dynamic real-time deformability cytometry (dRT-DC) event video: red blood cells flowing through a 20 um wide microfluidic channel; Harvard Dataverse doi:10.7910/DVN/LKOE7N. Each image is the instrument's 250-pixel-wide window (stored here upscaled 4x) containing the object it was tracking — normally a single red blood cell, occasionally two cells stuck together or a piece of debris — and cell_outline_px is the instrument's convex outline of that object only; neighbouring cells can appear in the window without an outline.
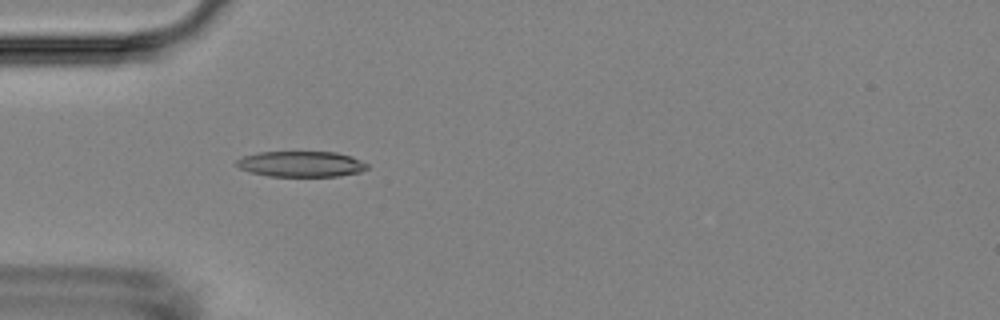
{"species": "Egyptian fruit bat (a non-hibernating species)", "species_latin": "Rousettus aegyptiacus", "temperature_condition": "room temperature", "stored_images_in_passage": 54, "camera_frame_rate_fps": 3000, "um_per_image_px": 0.085, "animal": {"sex": "female"}, "frame": {"image": 1, "passage_image": 17, "time_ms": 5.333, "image_size_px": [1000, 320], "cell_outline_px": [[368, 168], [360, 172], [340, 176], [268, 176], [248, 172], [240, 168], [236, 164], [236, 160], [244, 156], [260, 152], [336, 152], [352, 156], [368, 164]], "centroid_in_image_um": [25.6, 13.94], "position_along_channel_um": 59.4, "area_um2": 19.59}}
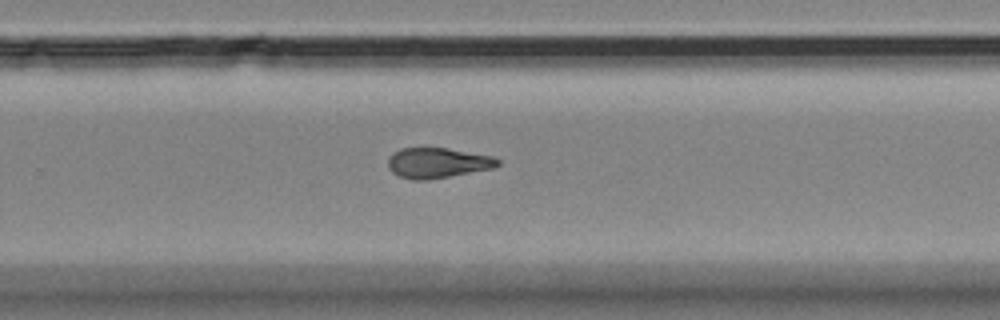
{"frame": {"image": 2, "passage_image": 36, "time_ms": 11.667, "image_size_px": [1000, 320], "cell_outline_px": [[500, 164], [492, 168], [428, 180], [412, 180], [400, 176], [392, 172], [388, 168], [388, 156], [392, 152], [400, 148], [448, 148], [492, 156], [500, 160]], "centroid_in_image_um": [37.15, 13.84], "position_along_channel_um": 292.6, "area_um2": 19.36}}
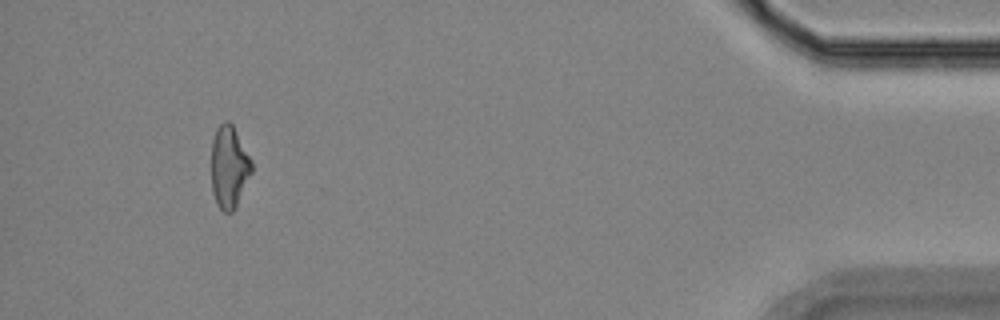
{"frame": {"image": 3, "passage_image": 51, "time_ms": 16.667, "image_size_px": [1000, 320], "cell_outline_px": [[252, 172], [232, 212], [224, 212], [216, 204], [212, 192], [212, 140], [216, 128], [224, 120], [228, 120], [232, 124], [252, 160]], "centroid_in_image_um": [19.46, 14.16], "position_along_channel_um": 415.7, "area_um2": 19.19}, "authors_computed_cell_mechanics": {"area_um2": 19.5942, "velocity_mm_per_s": 3.7235, "shape_relaxation_time_tau1_ms": 5.5862, "shape_relaxation_time_tau2_ms": 5.3544, "deformation_change_tau1": 0.1559, "deformation_change_tau2": 0.1439}}